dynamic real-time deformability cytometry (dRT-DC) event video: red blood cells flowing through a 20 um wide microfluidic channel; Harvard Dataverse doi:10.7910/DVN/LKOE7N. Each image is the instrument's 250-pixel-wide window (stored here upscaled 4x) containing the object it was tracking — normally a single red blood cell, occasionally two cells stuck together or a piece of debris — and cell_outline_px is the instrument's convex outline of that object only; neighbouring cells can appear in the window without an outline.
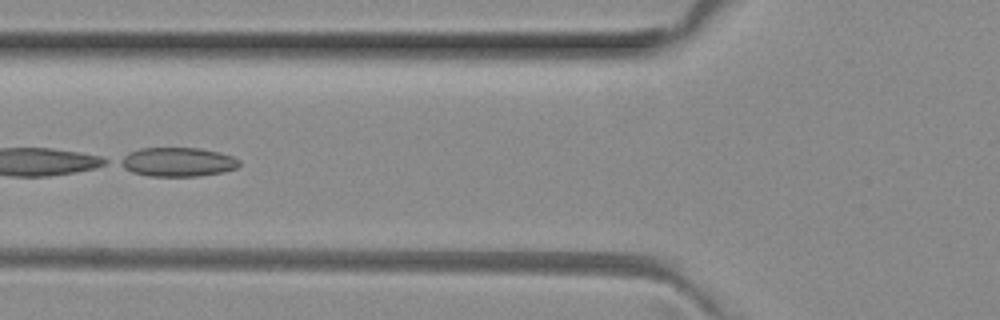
{"species": "common noctule bat (a hibernating species)", "species_latin": "Nyctalus noctula", "temperature_condition": "room temperature", "stored_images_in_passage": 3, "camera_frame_rate_fps": 3000, "um_per_image_px": 0.085, "animal": {"sex": "female", "body_mass_g": 29.2, "forearm_length_mm": 56.3}, "frame": {"image": 1, "passage_image": 2, "time_ms": 0.333, "image_size_px": [1000, 320], "cell_outline_px": [[240, 164], [236, 168], [224, 172], [200, 176], [148, 176], [132, 172], [116, 164], [116, 160], [128, 152], [140, 148], [200, 148], [220, 152], [232, 156], [240, 160]], "centroid_in_image_um": [15.05, 13.77], "position_along_channel_um": 110.7, "area_um2": 20.52}}
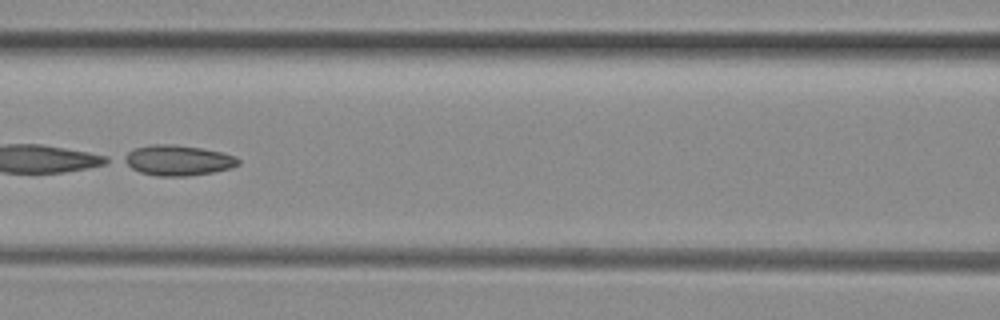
{"frame": {"image": 2, "passage_image": 3, "time_ms": 0.667, "image_size_px": [1000, 320], "cell_outline_px": [[240, 164], [232, 168], [212, 172], [188, 176], [156, 176], [140, 172], [132, 168], [120, 160], [120, 156], [136, 148], [152, 144], [172, 144], [204, 148], [224, 152], [236, 156], [240, 160]], "centroid_in_image_um": [15.12, 13.62], "position_along_channel_um": 151.5, "area_um2": 20.58}}